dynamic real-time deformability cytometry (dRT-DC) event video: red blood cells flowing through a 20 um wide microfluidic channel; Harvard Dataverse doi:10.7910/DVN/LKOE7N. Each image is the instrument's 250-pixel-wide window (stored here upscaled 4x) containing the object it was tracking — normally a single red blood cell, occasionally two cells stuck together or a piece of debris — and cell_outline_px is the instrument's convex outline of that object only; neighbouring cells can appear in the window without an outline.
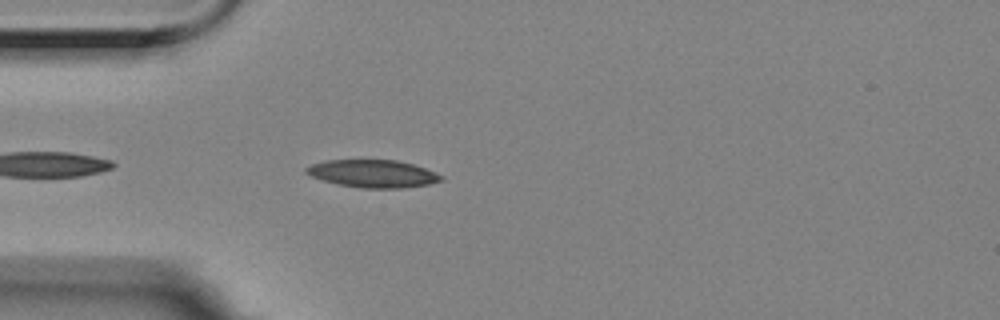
{"species": "Egyptian fruit bat (a non-hibernating species)", "species_latin": "Rousettus aegyptiacus", "temperature_condition": "room temperature", "stored_images_in_passage": 8, "camera_frame_rate_fps": 3000, "um_per_image_px": 0.085, "animal": {"sex": "female"}, "frame": {"image": 1, "passage_image": 4, "time_ms": 1.0, "image_size_px": [1000, 320], "cell_outline_px": [[444, 180], [428, 184], [404, 188], [360, 188], [336, 184], [312, 176], [304, 172], [304, 168], [312, 164], [324, 160], [396, 160], [412, 164], [424, 168], [444, 176]], "centroid_in_image_um": [31.68, 14.76], "position_along_channel_um": 53.3, "area_um2": 21.73}}